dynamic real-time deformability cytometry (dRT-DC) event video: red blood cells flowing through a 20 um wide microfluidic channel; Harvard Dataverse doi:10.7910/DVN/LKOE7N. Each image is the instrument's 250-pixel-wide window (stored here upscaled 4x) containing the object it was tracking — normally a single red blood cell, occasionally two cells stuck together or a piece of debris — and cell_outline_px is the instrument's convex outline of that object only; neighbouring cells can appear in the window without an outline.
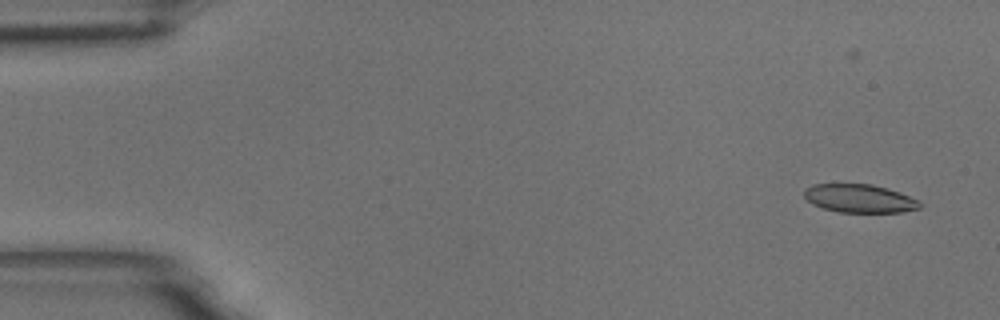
{"species": "common noctule bat (a hibernating species)", "species_latin": "Nyctalus noctula", "temperature_condition": "room temperature", "stored_images_in_passage": 48, "camera_frame_rate_fps": 3000, "um_per_image_px": 0.085, "animal": {"sex": "male", "body_mass_g": 18.8}, "frame": {"image": 1, "passage_image": 2, "time_ms": 0.333, "image_size_px": [1000, 320], "cell_outline_px": [[920, 208], [900, 212], [840, 212], [824, 208], [812, 204], [804, 196], [804, 188], [812, 184], [872, 184], [920, 200]], "centroid_in_image_um": [73.02, 16.87], "position_along_channel_um": 12.0, "area_um2": 18.84}}
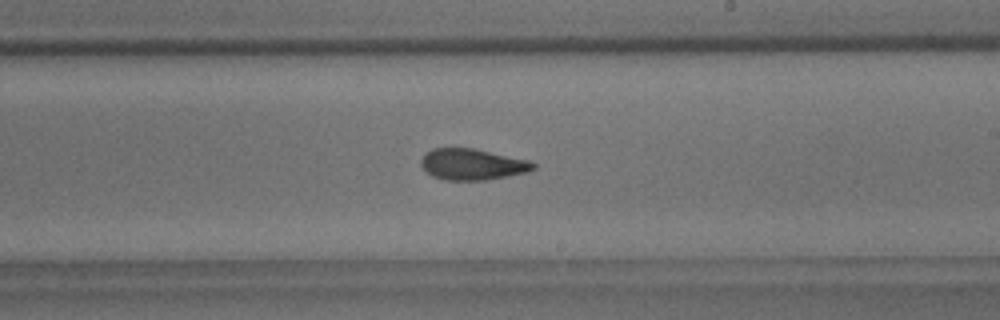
{"frame": {"image": 2, "passage_image": 32, "time_ms": 10.333, "image_size_px": [1000, 320], "cell_outline_px": [[536, 168], [528, 172], [508, 176], [484, 180], [444, 180], [432, 176], [420, 164], [420, 160], [424, 152], [432, 148], [472, 148], [528, 160], [536, 164]], "centroid_in_image_um": [40.12, 13.97], "position_along_channel_um": 248.9, "area_um2": 20.4}}
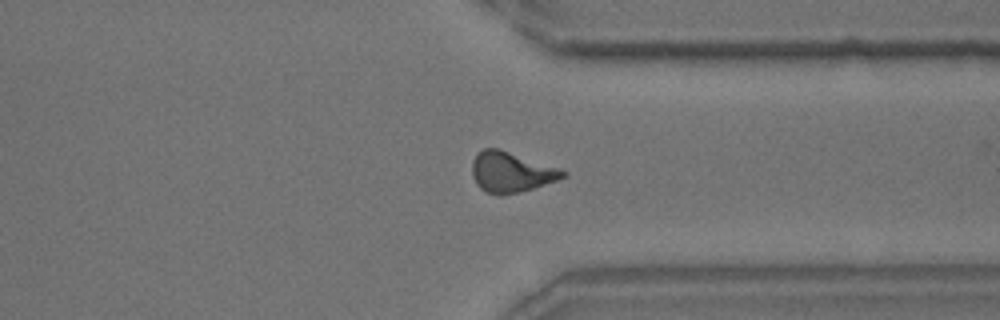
{"frame": {"image": 3, "passage_image": 42, "time_ms": 13.667, "image_size_px": [1000, 320], "cell_outline_px": [[568, 172], [564, 176], [556, 180], [520, 192], [504, 196], [500, 196], [484, 192], [476, 184], [472, 176], [472, 160], [484, 148], [500, 148], [560, 168]], "centroid_in_image_um": [43.41, 14.63], "position_along_channel_um": 368.0, "area_um2": 21.5}, "authors_computed_cell_mechanics": {"area_um2": 20.5768, "velocity_mm_per_s": 3.5933, "shape_relaxation_time_tau1_ms": 6.5198, "shape_relaxation_time_tau2_ms": 1.8236, "deformation_change_tau1": 0.1845, "deformation_change_tau2": 0.0922}}